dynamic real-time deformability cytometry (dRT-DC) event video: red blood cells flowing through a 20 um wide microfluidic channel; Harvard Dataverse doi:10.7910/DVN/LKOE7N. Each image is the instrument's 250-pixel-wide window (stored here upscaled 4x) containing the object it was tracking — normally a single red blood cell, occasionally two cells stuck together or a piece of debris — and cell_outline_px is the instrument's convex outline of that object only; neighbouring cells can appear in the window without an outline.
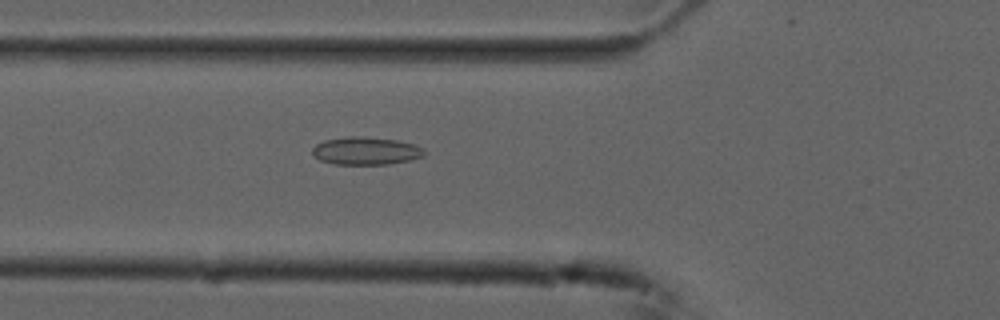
{"species": "common noctule bat (a hibernating species)", "species_latin": "Nyctalus noctula", "temperature_condition": "cold", "stored_images_in_passage": 43, "camera_frame_rate_fps": 3000, "um_per_image_px": 0.085, "animal": {"sex": "male", "forearm_length_mm": 52.5}, "frame": {"image": 1, "passage_image": 8, "time_ms": 2.333, "image_size_px": [1000, 320], "cell_outline_px": [[424, 156], [408, 160], [388, 164], [332, 164], [320, 160], [312, 152], [312, 148], [316, 144], [324, 140], [348, 136], [364, 136], [396, 140], [416, 144], [424, 152]], "centroid_in_image_um": [31.07, 12.81], "position_along_channel_um": 94.7, "area_um2": 18.03}}
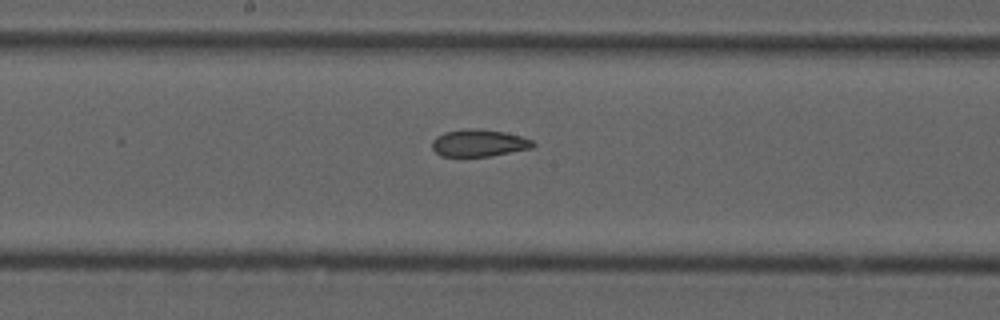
{"frame": {"image": 2, "passage_image": 17, "time_ms": 5.333, "image_size_px": [1000, 320], "cell_outline_px": [[536, 144], [532, 148], [488, 156], [440, 156], [432, 148], [432, 140], [436, 136], [444, 132], [504, 132], [520, 136], [532, 140]], "centroid_in_image_um": [40.71, 12.22], "position_along_channel_um": 207.5, "area_um2": 14.91}}
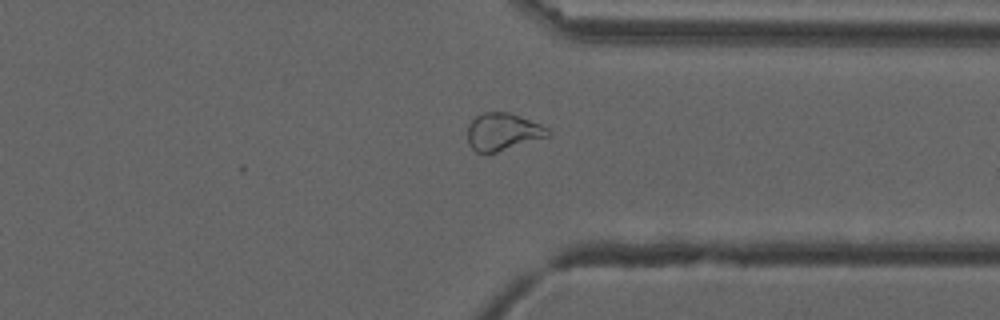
{"frame": {"image": 3, "passage_image": 30, "time_ms": 9.667, "image_size_px": [1000, 320], "cell_outline_px": [[552, 136], [496, 152], [476, 152], [468, 144], [468, 124], [476, 116], [484, 112], [508, 112], [520, 116], [540, 124], [548, 128], [552, 132]], "centroid_in_image_um": [42.77, 11.2], "position_along_channel_um": 368.6, "area_um2": 17.57}, "authors_computed_cell_mechanics": {"area_um2": 17.5712, "velocity_mm_per_s": 3.7505, "shape_relaxation_time_tau1_ms": null, "shape_relaxation_time_tau2_ms": 2.7363, "deformation_change_tau1": null, "deformation_change_tau2": 0.0916}}